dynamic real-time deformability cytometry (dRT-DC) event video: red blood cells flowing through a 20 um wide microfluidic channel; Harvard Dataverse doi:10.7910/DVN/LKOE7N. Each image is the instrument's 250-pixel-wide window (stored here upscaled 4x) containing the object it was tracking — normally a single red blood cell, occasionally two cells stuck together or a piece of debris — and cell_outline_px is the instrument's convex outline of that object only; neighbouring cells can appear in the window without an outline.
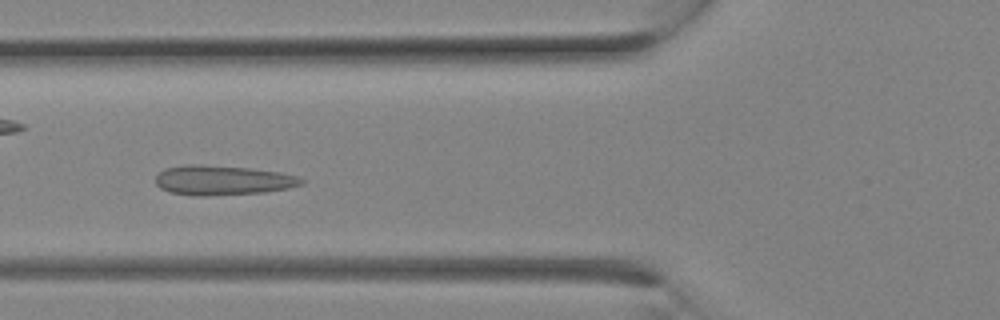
{"species": "Egyptian fruit bat (a non-hibernating species)", "species_latin": "Rousettus aegyptiacus", "temperature_condition": "room temperature", "stored_images_in_passage": 13, "camera_frame_rate_fps": 3000, "um_per_image_px": 0.085, "animal": {"sex": "female"}, "frame": {"image": 1, "passage_image": 10, "time_ms": 3.0, "image_size_px": [1000, 320], "cell_outline_px": [[304, 184], [288, 188], [264, 192], [204, 196], [196, 196], [172, 192], [160, 188], [156, 184], [156, 176], [164, 168], [184, 164], [200, 164], [252, 168], [280, 172], [296, 176], [304, 180]], "centroid_in_image_um": [18.91, 15.31], "position_along_channel_um": 106.9, "area_um2": 25.32}}
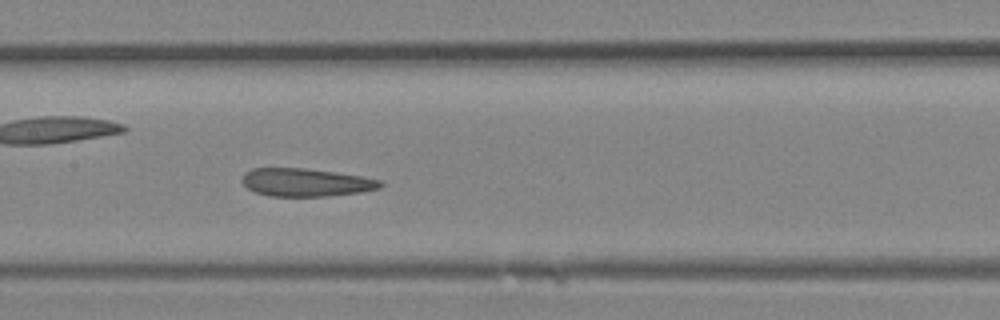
{"frame": {"image": 2, "passage_image": 13, "time_ms": 4.0, "image_size_px": [1000, 320], "cell_outline_px": [[384, 184], [380, 188], [360, 192], [324, 196], [272, 196], [256, 192], [248, 188], [240, 180], [244, 172], [252, 168], [304, 168], [364, 176], [384, 180]], "centroid_in_image_um": [26.02, 15.49], "position_along_channel_um": 181.4, "area_um2": 22.66}}